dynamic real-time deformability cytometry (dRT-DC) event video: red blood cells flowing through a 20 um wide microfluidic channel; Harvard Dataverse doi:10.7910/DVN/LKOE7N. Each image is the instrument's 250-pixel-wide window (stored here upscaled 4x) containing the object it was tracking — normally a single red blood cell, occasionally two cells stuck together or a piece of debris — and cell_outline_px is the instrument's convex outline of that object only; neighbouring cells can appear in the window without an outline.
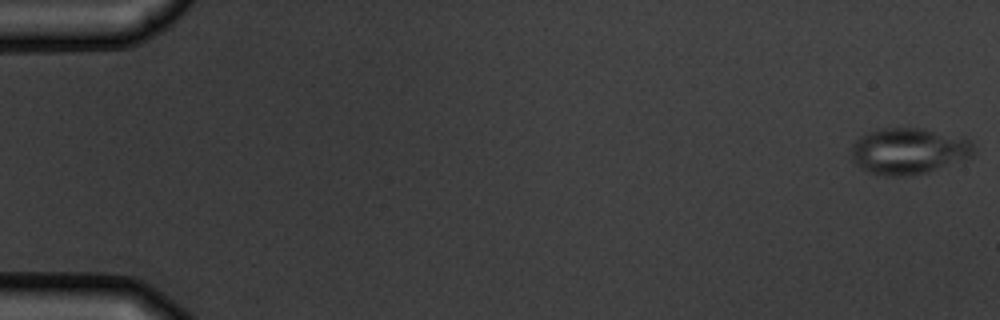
{"species": "common noctule bat (a hibernating species)", "species_latin": "Nyctalus noctula", "temperature_condition": "warm", "stored_images_in_passage": 10, "camera_frame_rate_fps": 3000, "um_per_image_px": 0.085, "animal": {"sex": "male", "body_mass_g": 19.5, "forearm_length_mm": 54.6}, "frame": {"image": 1, "passage_image": 1, "time_ms": 0.0, "image_size_px": [1000, 320], "cell_outline_px": [[976, 152], [972, 156], [928, 172], [900, 176], [888, 176], [872, 172], [860, 168], [852, 160], [848, 148], [860, 136], [884, 128], [920, 128], [964, 136], [972, 144]], "centroid_in_image_um": [77.22, 12.83], "position_along_channel_um": 7.8, "area_um2": 33.0}}